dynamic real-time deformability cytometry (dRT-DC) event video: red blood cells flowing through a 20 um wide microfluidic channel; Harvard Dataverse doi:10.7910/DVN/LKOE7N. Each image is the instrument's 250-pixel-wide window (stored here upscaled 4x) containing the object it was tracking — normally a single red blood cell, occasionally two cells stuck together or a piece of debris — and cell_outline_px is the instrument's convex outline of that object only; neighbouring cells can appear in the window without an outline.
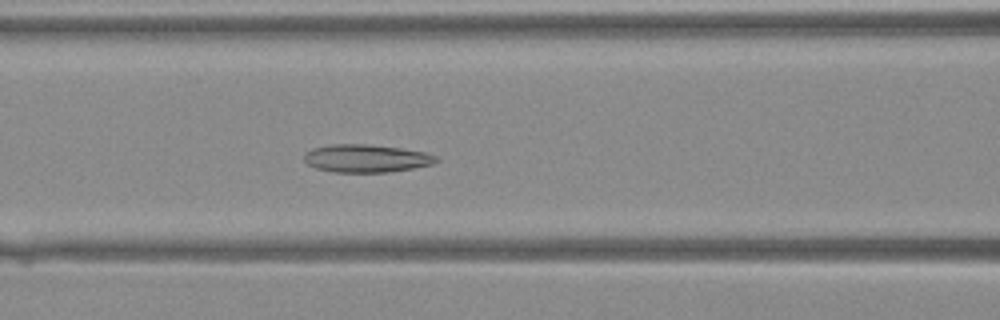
{"species": "Egyptian fruit bat (a non-hibernating species)", "species_latin": "Rousettus aegyptiacus", "temperature_condition": "warm", "stored_images_in_passage": 42, "camera_frame_rate_fps": 3000, "um_per_image_px": 0.085, "animal": {"sex": "female"}, "frame": {"image": 1, "passage_image": 19, "time_ms": 6.0, "image_size_px": [1000, 320], "cell_outline_px": [[440, 160], [432, 164], [412, 168], [388, 172], [332, 172], [316, 168], [308, 164], [304, 160], [304, 152], [312, 148], [332, 144], [368, 144], [400, 148], [424, 152], [436, 156]], "centroid_in_image_um": [31.1, 13.46], "position_along_channel_um": 135.5, "area_um2": 21.44}}
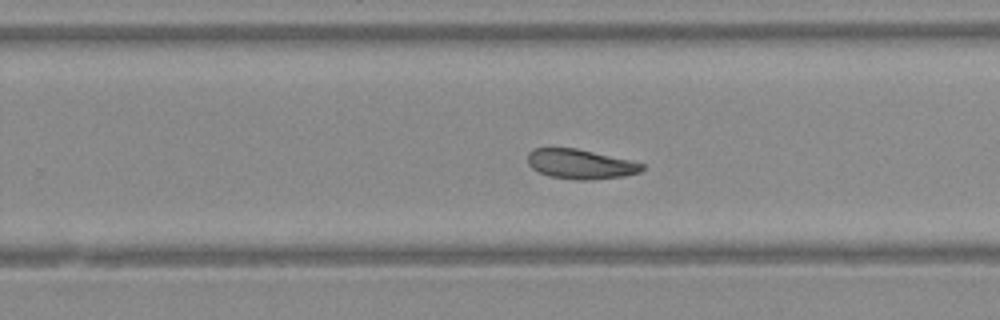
{"frame": {"image": 2, "passage_image": 28, "time_ms": 9.0, "image_size_px": [1000, 320], "cell_outline_px": [[644, 168], [640, 172], [624, 176], [592, 180], [576, 180], [548, 176], [532, 168], [528, 164], [528, 152], [532, 148], [576, 148], [628, 160], [644, 164]], "centroid_in_image_um": [49.3, 13.95], "position_along_channel_um": 280.5, "area_um2": 19.71}}
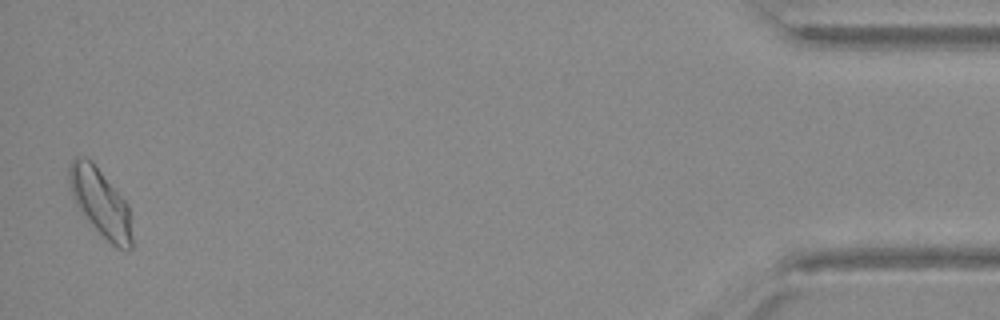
{"frame": {"image": 3, "passage_image": 42, "time_ms": 13.667, "image_size_px": [1000, 320], "cell_outline_px": [[132, 248], [116, 248], [100, 236], [76, 204], [68, 188], [68, 168], [72, 160], [76, 156], [84, 156], [92, 160], [128, 204], [132, 240]], "centroid_in_image_um": [8.5, 17.19], "position_along_channel_um": 426.7, "area_um2": 24.91}}